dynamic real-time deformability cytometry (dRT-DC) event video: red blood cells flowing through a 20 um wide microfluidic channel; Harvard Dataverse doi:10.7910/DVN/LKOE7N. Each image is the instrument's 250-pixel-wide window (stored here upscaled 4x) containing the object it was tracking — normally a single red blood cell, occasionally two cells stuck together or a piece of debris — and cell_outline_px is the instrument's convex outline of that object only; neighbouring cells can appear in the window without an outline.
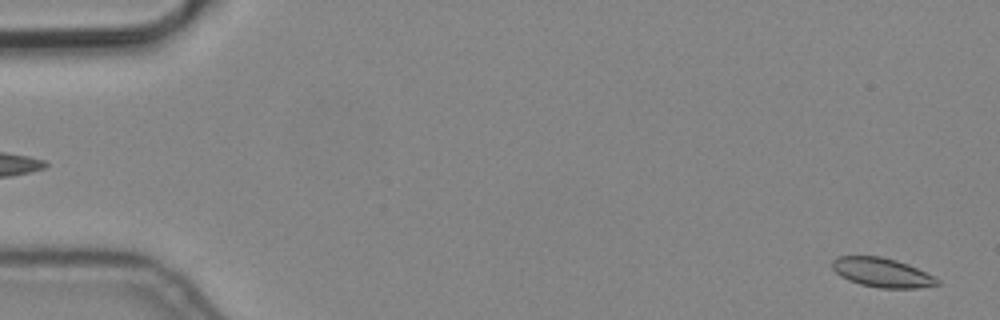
{"species": "common noctule bat (a hibernating species)", "species_latin": "Nyctalus noctula", "temperature_condition": "cold", "stored_images_in_passage": 6, "segment_of_instrument_passage": [2, 2], "camera_frame_rate_fps": 3000, "um_per_image_px": 0.085, "animal": {"sex": "male", "body_mass_g": 19.2, "forearm_length_mm": 51.8}, "frame": {"image": 1, "passage_image": 6, "time_ms": 1.667, "image_size_px": [1000, 320], "cell_outline_px": [[940, 284], [916, 288], [880, 288], [860, 284], [848, 280], [840, 276], [832, 268], [832, 260], [836, 256], [880, 256], [896, 260], [908, 264], [940, 280]], "centroid_in_image_um": [74.93, 23.16], "position_along_channel_um": 10.1, "area_um2": 17.8}}